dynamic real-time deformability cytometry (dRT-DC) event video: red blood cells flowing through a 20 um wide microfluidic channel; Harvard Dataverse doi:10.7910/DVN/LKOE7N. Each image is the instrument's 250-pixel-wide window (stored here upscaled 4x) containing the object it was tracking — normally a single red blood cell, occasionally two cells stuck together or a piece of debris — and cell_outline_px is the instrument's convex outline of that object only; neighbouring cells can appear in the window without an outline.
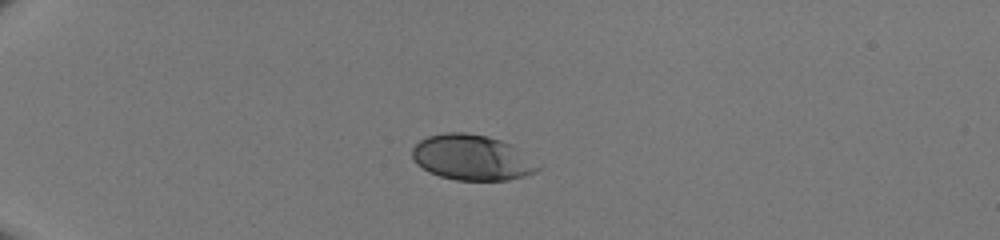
{"species": "human", "species_latin": "Homo sapiens", "temperature_condition": "room temperature", "stored_images_in_passage": 36, "camera_frame_rate_fps": 3000, "um_per_image_px": 0.085, "donor": {"sex": "male"}, "frame": {"image": 1, "passage_image": 1, "time_ms": 0.0, "image_size_px": [1000, 240], "cell_outline_px": [[540, 168], [536, 172], [524, 176], [508, 180], [456, 180], [440, 176], [428, 172], [416, 164], [412, 156], [412, 148], [420, 140], [428, 136], [444, 132], [464, 132], [488, 136], [512, 144]], "centroid_in_image_um": [40.06, 13.39], "position_along_channel_um": 44.9, "area_um2": 33.12}}
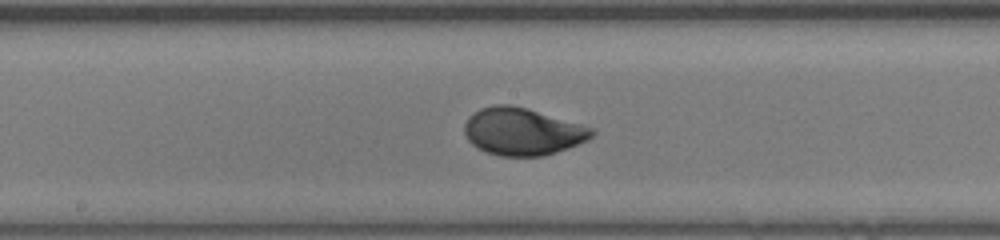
{"frame": {"image": 2, "passage_image": 16, "time_ms": 5.0, "image_size_px": [1000, 240], "cell_outline_px": [[596, 132], [588, 140], [568, 148], [544, 156], [500, 156], [484, 152], [476, 148], [468, 140], [464, 132], [464, 124], [468, 116], [480, 108], [492, 104], [508, 104], [528, 108], [580, 124], [592, 128]], "centroid_in_image_um": [44.37, 11.18], "position_along_channel_um": 203.8, "area_um2": 35.37}}
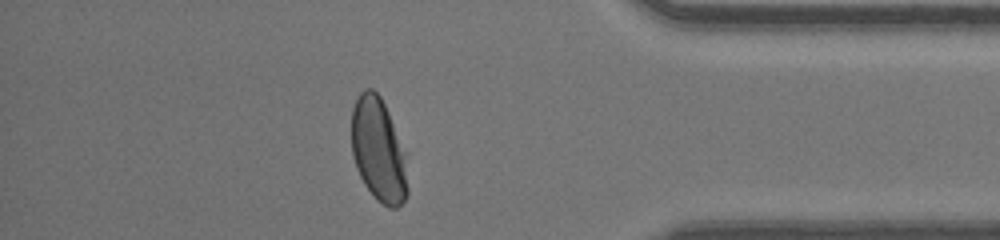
{"frame": {"image": 3, "passage_image": 31, "time_ms": 10.0, "image_size_px": [1000, 240], "cell_outline_px": [[408, 192], [404, 200], [396, 208], [388, 208], [376, 200], [364, 184], [356, 168], [352, 156], [352, 108], [360, 92], [364, 88], [372, 88], [380, 96], [388, 112], [404, 152], [408, 188]], "centroid_in_image_um": [32.15, 12.77], "position_along_channel_um": 403.1, "area_um2": 33.7}}